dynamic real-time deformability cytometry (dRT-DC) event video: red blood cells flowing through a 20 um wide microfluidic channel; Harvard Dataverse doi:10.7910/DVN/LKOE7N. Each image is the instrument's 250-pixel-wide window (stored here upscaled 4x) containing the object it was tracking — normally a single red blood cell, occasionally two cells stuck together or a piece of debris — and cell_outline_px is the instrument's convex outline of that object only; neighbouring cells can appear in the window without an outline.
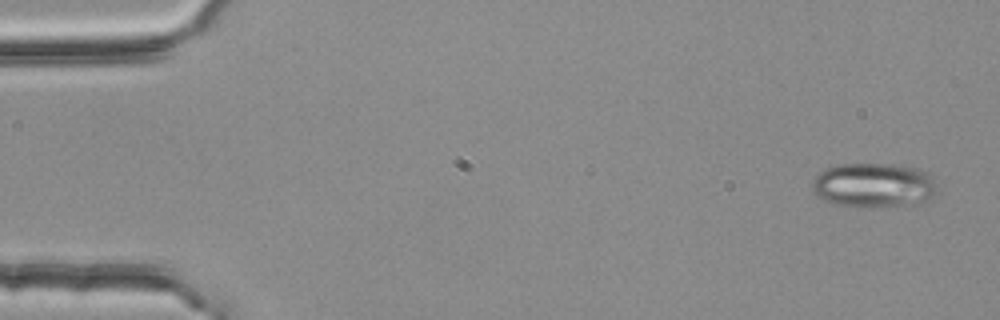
{"species": "common noctule bat (a hibernating species)", "species_latin": "Nyctalus noctula", "temperature_condition": "room temperature", "stored_images_in_passage": 3, "camera_frame_rate_fps": 3000, "um_per_image_px": 0.085, "animal": {"sex": "female", "body_mass_g": 25.1}, "frame": {"image": 1, "passage_image": 1, "time_ms": 0.0, "image_size_px": [1000, 320], "cell_outline_px": [[940, 192], [924, 200], [912, 204], [832, 204], [824, 200], [812, 188], [812, 180], [824, 168], [836, 164], [892, 164], [916, 168], [928, 172], [932, 176]], "centroid_in_image_um": [74.29, 15.68], "position_along_channel_um": 10.7, "area_um2": 31.56}}